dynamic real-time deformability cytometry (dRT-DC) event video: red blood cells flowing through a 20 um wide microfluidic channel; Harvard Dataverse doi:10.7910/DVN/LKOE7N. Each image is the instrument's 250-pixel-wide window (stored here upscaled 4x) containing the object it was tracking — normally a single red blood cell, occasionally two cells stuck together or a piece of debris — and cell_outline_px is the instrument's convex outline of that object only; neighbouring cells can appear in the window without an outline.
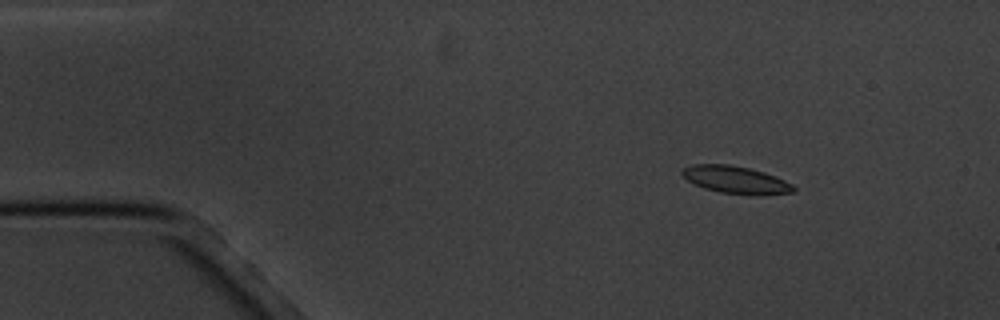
{"species": "common noctule bat (a hibernating species)", "species_latin": "Nyctalus noctula", "temperature_condition": "cold", "stored_images_in_passage": 3, "camera_frame_rate_fps": 3000, "um_per_image_px": 0.085, "animal": {"sex": "male", "body_mass_g": 20.1, "forearm_length_mm": 53.5}, "frame": {"image": 1, "passage_image": 1, "time_ms": 0.0, "image_size_px": [1000, 320], "cell_outline_px": [[796, 192], [764, 196], [752, 196], [720, 192], [704, 188], [688, 180], [680, 172], [680, 168], [692, 164], [728, 164], [748, 168], [764, 172], [776, 176], [792, 184], [796, 188]], "centroid_in_image_um": [62.58, 15.3], "position_along_channel_um": 22.4, "area_um2": 18.15}}